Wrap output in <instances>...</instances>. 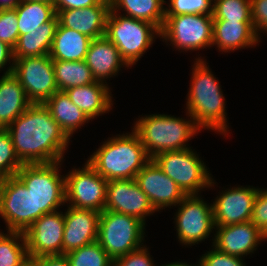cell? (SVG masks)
Returning <instances> with one entry per match:
<instances>
[{"label": "cell", "mask_w": 267, "mask_h": 266, "mask_svg": "<svg viewBox=\"0 0 267 266\" xmlns=\"http://www.w3.org/2000/svg\"><path fill=\"white\" fill-rule=\"evenodd\" d=\"M6 130L22 164L63 161L70 143L44 104H31Z\"/></svg>", "instance_id": "1"}, {"label": "cell", "mask_w": 267, "mask_h": 266, "mask_svg": "<svg viewBox=\"0 0 267 266\" xmlns=\"http://www.w3.org/2000/svg\"><path fill=\"white\" fill-rule=\"evenodd\" d=\"M193 64L192 77L187 95L186 110L196 125L202 129L228 135L225 97L220 82L210 70L206 60L198 57Z\"/></svg>", "instance_id": "2"}, {"label": "cell", "mask_w": 267, "mask_h": 266, "mask_svg": "<svg viewBox=\"0 0 267 266\" xmlns=\"http://www.w3.org/2000/svg\"><path fill=\"white\" fill-rule=\"evenodd\" d=\"M90 156L87 162L107 181L135 179L151 160L134 130L108 138Z\"/></svg>", "instance_id": "3"}, {"label": "cell", "mask_w": 267, "mask_h": 266, "mask_svg": "<svg viewBox=\"0 0 267 266\" xmlns=\"http://www.w3.org/2000/svg\"><path fill=\"white\" fill-rule=\"evenodd\" d=\"M187 116L190 119L177 118L168 114L145 115L134 123L132 129L137 133L146 153L152 159L162 152L190 148L186 143L201 129L190 114Z\"/></svg>", "instance_id": "4"}, {"label": "cell", "mask_w": 267, "mask_h": 266, "mask_svg": "<svg viewBox=\"0 0 267 266\" xmlns=\"http://www.w3.org/2000/svg\"><path fill=\"white\" fill-rule=\"evenodd\" d=\"M61 162L23 164L15 174L34 195L35 221L65 204V176L59 169Z\"/></svg>", "instance_id": "5"}, {"label": "cell", "mask_w": 267, "mask_h": 266, "mask_svg": "<svg viewBox=\"0 0 267 266\" xmlns=\"http://www.w3.org/2000/svg\"><path fill=\"white\" fill-rule=\"evenodd\" d=\"M160 38V30L153 24L130 18L110 9L105 36L117 47L121 57L132 67Z\"/></svg>", "instance_id": "6"}, {"label": "cell", "mask_w": 267, "mask_h": 266, "mask_svg": "<svg viewBox=\"0 0 267 266\" xmlns=\"http://www.w3.org/2000/svg\"><path fill=\"white\" fill-rule=\"evenodd\" d=\"M145 225L135 216L104 210L100 213L97 242L114 261L144 246Z\"/></svg>", "instance_id": "7"}, {"label": "cell", "mask_w": 267, "mask_h": 266, "mask_svg": "<svg viewBox=\"0 0 267 266\" xmlns=\"http://www.w3.org/2000/svg\"><path fill=\"white\" fill-rule=\"evenodd\" d=\"M152 159L186 195H199L200 190L215 184L207 166L191 147L162 152Z\"/></svg>", "instance_id": "8"}, {"label": "cell", "mask_w": 267, "mask_h": 266, "mask_svg": "<svg viewBox=\"0 0 267 266\" xmlns=\"http://www.w3.org/2000/svg\"><path fill=\"white\" fill-rule=\"evenodd\" d=\"M160 33L163 42H170L178 51L212 47L213 17L204 14L165 16Z\"/></svg>", "instance_id": "9"}, {"label": "cell", "mask_w": 267, "mask_h": 266, "mask_svg": "<svg viewBox=\"0 0 267 266\" xmlns=\"http://www.w3.org/2000/svg\"><path fill=\"white\" fill-rule=\"evenodd\" d=\"M0 216L6 230L23 232L35 222V199L16 176L0 179Z\"/></svg>", "instance_id": "10"}, {"label": "cell", "mask_w": 267, "mask_h": 266, "mask_svg": "<svg viewBox=\"0 0 267 266\" xmlns=\"http://www.w3.org/2000/svg\"><path fill=\"white\" fill-rule=\"evenodd\" d=\"M12 74L24 88L32 104H44L58 90L49 54L14 59Z\"/></svg>", "instance_id": "11"}, {"label": "cell", "mask_w": 267, "mask_h": 266, "mask_svg": "<svg viewBox=\"0 0 267 266\" xmlns=\"http://www.w3.org/2000/svg\"><path fill=\"white\" fill-rule=\"evenodd\" d=\"M80 168L65 175V203L78 209L105 210L108 181L86 161Z\"/></svg>", "instance_id": "12"}, {"label": "cell", "mask_w": 267, "mask_h": 266, "mask_svg": "<svg viewBox=\"0 0 267 266\" xmlns=\"http://www.w3.org/2000/svg\"><path fill=\"white\" fill-rule=\"evenodd\" d=\"M177 206L174 221L181 244L192 246L201 243L213 233L215 223L212 203L207 204L198 195H186Z\"/></svg>", "instance_id": "13"}, {"label": "cell", "mask_w": 267, "mask_h": 266, "mask_svg": "<svg viewBox=\"0 0 267 266\" xmlns=\"http://www.w3.org/2000/svg\"><path fill=\"white\" fill-rule=\"evenodd\" d=\"M64 225V213L59 210L38 218L24 233L28 255H63Z\"/></svg>", "instance_id": "14"}, {"label": "cell", "mask_w": 267, "mask_h": 266, "mask_svg": "<svg viewBox=\"0 0 267 266\" xmlns=\"http://www.w3.org/2000/svg\"><path fill=\"white\" fill-rule=\"evenodd\" d=\"M105 210L135 216L145 224V217L157 212L135 179L108 181Z\"/></svg>", "instance_id": "15"}, {"label": "cell", "mask_w": 267, "mask_h": 266, "mask_svg": "<svg viewBox=\"0 0 267 266\" xmlns=\"http://www.w3.org/2000/svg\"><path fill=\"white\" fill-rule=\"evenodd\" d=\"M135 180L156 211L169 208V206L176 207L186 196L153 159L136 174Z\"/></svg>", "instance_id": "16"}, {"label": "cell", "mask_w": 267, "mask_h": 266, "mask_svg": "<svg viewBox=\"0 0 267 266\" xmlns=\"http://www.w3.org/2000/svg\"><path fill=\"white\" fill-rule=\"evenodd\" d=\"M256 187H232L222 191L213 201L215 226H226L250 221L258 193Z\"/></svg>", "instance_id": "17"}, {"label": "cell", "mask_w": 267, "mask_h": 266, "mask_svg": "<svg viewBox=\"0 0 267 266\" xmlns=\"http://www.w3.org/2000/svg\"><path fill=\"white\" fill-rule=\"evenodd\" d=\"M215 232L212 247L241 258L256 251L258 245L267 240V237L251 221L215 226Z\"/></svg>", "instance_id": "18"}, {"label": "cell", "mask_w": 267, "mask_h": 266, "mask_svg": "<svg viewBox=\"0 0 267 266\" xmlns=\"http://www.w3.org/2000/svg\"><path fill=\"white\" fill-rule=\"evenodd\" d=\"M64 212L63 254L97 241L100 212L67 204Z\"/></svg>", "instance_id": "19"}, {"label": "cell", "mask_w": 267, "mask_h": 266, "mask_svg": "<svg viewBox=\"0 0 267 266\" xmlns=\"http://www.w3.org/2000/svg\"><path fill=\"white\" fill-rule=\"evenodd\" d=\"M110 0L82 9L56 10L58 23L89 38L96 39L105 36L107 17L110 12Z\"/></svg>", "instance_id": "20"}, {"label": "cell", "mask_w": 267, "mask_h": 266, "mask_svg": "<svg viewBox=\"0 0 267 266\" xmlns=\"http://www.w3.org/2000/svg\"><path fill=\"white\" fill-rule=\"evenodd\" d=\"M96 81L107 84L121 70L129 67L117 47L106 37L91 40L84 60Z\"/></svg>", "instance_id": "21"}, {"label": "cell", "mask_w": 267, "mask_h": 266, "mask_svg": "<svg viewBox=\"0 0 267 266\" xmlns=\"http://www.w3.org/2000/svg\"><path fill=\"white\" fill-rule=\"evenodd\" d=\"M252 21L213 20V41L221 52L253 47L259 41Z\"/></svg>", "instance_id": "22"}, {"label": "cell", "mask_w": 267, "mask_h": 266, "mask_svg": "<svg viewBox=\"0 0 267 266\" xmlns=\"http://www.w3.org/2000/svg\"><path fill=\"white\" fill-rule=\"evenodd\" d=\"M66 94L83 113L92 121L97 116L112 110V92L108 84L96 81L94 83L75 86L67 89Z\"/></svg>", "instance_id": "23"}, {"label": "cell", "mask_w": 267, "mask_h": 266, "mask_svg": "<svg viewBox=\"0 0 267 266\" xmlns=\"http://www.w3.org/2000/svg\"><path fill=\"white\" fill-rule=\"evenodd\" d=\"M32 103L27 99L24 88L12 74L0 77V128L6 129Z\"/></svg>", "instance_id": "24"}, {"label": "cell", "mask_w": 267, "mask_h": 266, "mask_svg": "<svg viewBox=\"0 0 267 266\" xmlns=\"http://www.w3.org/2000/svg\"><path fill=\"white\" fill-rule=\"evenodd\" d=\"M91 40L88 36L58 23L50 58L53 61H84Z\"/></svg>", "instance_id": "25"}, {"label": "cell", "mask_w": 267, "mask_h": 266, "mask_svg": "<svg viewBox=\"0 0 267 266\" xmlns=\"http://www.w3.org/2000/svg\"><path fill=\"white\" fill-rule=\"evenodd\" d=\"M58 25L57 15L47 23L25 35H19L13 49V58L39 57L50 53L55 31Z\"/></svg>", "instance_id": "26"}, {"label": "cell", "mask_w": 267, "mask_h": 266, "mask_svg": "<svg viewBox=\"0 0 267 266\" xmlns=\"http://www.w3.org/2000/svg\"><path fill=\"white\" fill-rule=\"evenodd\" d=\"M44 105L69 138L76 130L90 121L83 111L72 103L65 91H57Z\"/></svg>", "instance_id": "27"}, {"label": "cell", "mask_w": 267, "mask_h": 266, "mask_svg": "<svg viewBox=\"0 0 267 266\" xmlns=\"http://www.w3.org/2000/svg\"><path fill=\"white\" fill-rule=\"evenodd\" d=\"M165 0H110L114 12L125 11L124 16L155 25L160 31L165 21Z\"/></svg>", "instance_id": "28"}, {"label": "cell", "mask_w": 267, "mask_h": 266, "mask_svg": "<svg viewBox=\"0 0 267 266\" xmlns=\"http://www.w3.org/2000/svg\"><path fill=\"white\" fill-rule=\"evenodd\" d=\"M15 10L18 17L19 35L38 29L57 15L53 4L45 2L21 1Z\"/></svg>", "instance_id": "29"}, {"label": "cell", "mask_w": 267, "mask_h": 266, "mask_svg": "<svg viewBox=\"0 0 267 266\" xmlns=\"http://www.w3.org/2000/svg\"><path fill=\"white\" fill-rule=\"evenodd\" d=\"M53 69L59 91L96 82L85 61H53Z\"/></svg>", "instance_id": "30"}, {"label": "cell", "mask_w": 267, "mask_h": 266, "mask_svg": "<svg viewBox=\"0 0 267 266\" xmlns=\"http://www.w3.org/2000/svg\"><path fill=\"white\" fill-rule=\"evenodd\" d=\"M6 233L0 231V266H19L28 255L25 235L23 232Z\"/></svg>", "instance_id": "31"}, {"label": "cell", "mask_w": 267, "mask_h": 266, "mask_svg": "<svg viewBox=\"0 0 267 266\" xmlns=\"http://www.w3.org/2000/svg\"><path fill=\"white\" fill-rule=\"evenodd\" d=\"M70 266H113V260L95 241L65 254Z\"/></svg>", "instance_id": "32"}, {"label": "cell", "mask_w": 267, "mask_h": 266, "mask_svg": "<svg viewBox=\"0 0 267 266\" xmlns=\"http://www.w3.org/2000/svg\"><path fill=\"white\" fill-rule=\"evenodd\" d=\"M213 20L252 21L250 0H213Z\"/></svg>", "instance_id": "33"}, {"label": "cell", "mask_w": 267, "mask_h": 266, "mask_svg": "<svg viewBox=\"0 0 267 266\" xmlns=\"http://www.w3.org/2000/svg\"><path fill=\"white\" fill-rule=\"evenodd\" d=\"M22 165L15 153L9 132L0 128V179L14 176Z\"/></svg>", "instance_id": "34"}, {"label": "cell", "mask_w": 267, "mask_h": 266, "mask_svg": "<svg viewBox=\"0 0 267 266\" xmlns=\"http://www.w3.org/2000/svg\"><path fill=\"white\" fill-rule=\"evenodd\" d=\"M169 2L168 8H165V16L213 14V0H169Z\"/></svg>", "instance_id": "35"}, {"label": "cell", "mask_w": 267, "mask_h": 266, "mask_svg": "<svg viewBox=\"0 0 267 266\" xmlns=\"http://www.w3.org/2000/svg\"><path fill=\"white\" fill-rule=\"evenodd\" d=\"M19 37L18 17L15 9L0 10V40L14 49Z\"/></svg>", "instance_id": "36"}, {"label": "cell", "mask_w": 267, "mask_h": 266, "mask_svg": "<svg viewBox=\"0 0 267 266\" xmlns=\"http://www.w3.org/2000/svg\"><path fill=\"white\" fill-rule=\"evenodd\" d=\"M250 221L267 237V189H258Z\"/></svg>", "instance_id": "37"}, {"label": "cell", "mask_w": 267, "mask_h": 266, "mask_svg": "<svg viewBox=\"0 0 267 266\" xmlns=\"http://www.w3.org/2000/svg\"><path fill=\"white\" fill-rule=\"evenodd\" d=\"M200 259L204 266H246L243 258L221 252L215 247L203 254Z\"/></svg>", "instance_id": "38"}, {"label": "cell", "mask_w": 267, "mask_h": 266, "mask_svg": "<svg viewBox=\"0 0 267 266\" xmlns=\"http://www.w3.org/2000/svg\"><path fill=\"white\" fill-rule=\"evenodd\" d=\"M149 247L143 246L138 250L129 252L127 255L113 261V266H156L148 251Z\"/></svg>", "instance_id": "39"}, {"label": "cell", "mask_w": 267, "mask_h": 266, "mask_svg": "<svg viewBox=\"0 0 267 266\" xmlns=\"http://www.w3.org/2000/svg\"><path fill=\"white\" fill-rule=\"evenodd\" d=\"M250 3L252 23L260 39V33L263 31V33L267 32V0H250Z\"/></svg>", "instance_id": "40"}, {"label": "cell", "mask_w": 267, "mask_h": 266, "mask_svg": "<svg viewBox=\"0 0 267 266\" xmlns=\"http://www.w3.org/2000/svg\"><path fill=\"white\" fill-rule=\"evenodd\" d=\"M103 0H54L55 10L82 9L89 6L98 5Z\"/></svg>", "instance_id": "41"}, {"label": "cell", "mask_w": 267, "mask_h": 266, "mask_svg": "<svg viewBox=\"0 0 267 266\" xmlns=\"http://www.w3.org/2000/svg\"><path fill=\"white\" fill-rule=\"evenodd\" d=\"M9 63V67L5 70L4 74H10L13 70V49L6 43L0 40V71ZM12 63V64H11Z\"/></svg>", "instance_id": "42"}, {"label": "cell", "mask_w": 267, "mask_h": 266, "mask_svg": "<svg viewBox=\"0 0 267 266\" xmlns=\"http://www.w3.org/2000/svg\"><path fill=\"white\" fill-rule=\"evenodd\" d=\"M39 266H70L65 254L39 256Z\"/></svg>", "instance_id": "43"}, {"label": "cell", "mask_w": 267, "mask_h": 266, "mask_svg": "<svg viewBox=\"0 0 267 266\" xmlns=\"http://www.w3.org/2000/svg\"><path fill=\"white\" fill-rule=\"evenodd\" d=\"M22 0H0L1 9H15Z\"/></svg>", "instance_id": "44"}, {"label": "cell", "mask_w": 267, "mask_h": 266, "mask_svg": "<svg viewBox=\"0 0 267 266\" xmlns=\"http://www.w3.org/2000/svg\"><path fill=\"white\" fill-rule=\"evenodd\" d=\"M19 266H39V256L34 257L27 255V257L19 264Z\"/></svg>", "instance_id": "45"}, {"label": "cell", "mask_w": 267, "mask_h": 266, "mask_svg": "<svg viewBox=\"0 0 267 266\" xmlns=\"http://www.w3.org/2000/svg\"><path fill=\"white\" fill-rule=\"evenodd\" d=\"M162 266H204L201 259H199L198 264L197 265H189V263L187 264V262H179V261H175L172 263H168V264H162Z\"/></svg>", "instance_id": "46"}, {"label": "cell", "mask_w": 267, "mask_h": 266, "mask_svg": "<svg viewBox=\"0 0 267 266\" xmlns=\"http://www.w3.org/2000/svg\"><path fill=\"white\" fill-rule=\"evenodd\" d=\"M22 1H34V2H45L53 4L54 0H22Z\"/></svg>", "instance_id": "47"}]
</instances>
